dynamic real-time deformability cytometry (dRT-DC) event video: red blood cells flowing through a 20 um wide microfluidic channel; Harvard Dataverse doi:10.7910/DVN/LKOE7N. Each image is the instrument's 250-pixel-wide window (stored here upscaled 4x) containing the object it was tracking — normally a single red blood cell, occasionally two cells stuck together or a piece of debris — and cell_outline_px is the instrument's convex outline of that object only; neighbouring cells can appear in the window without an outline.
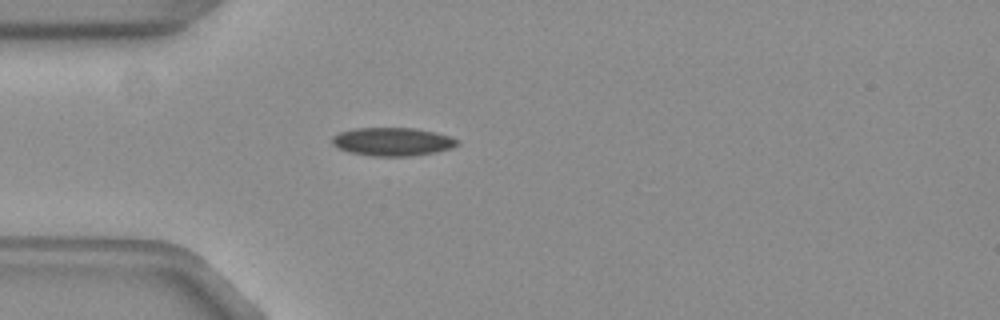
{"species": "common noctule bat (a hibernating species)", "species_latin": "Nyctalus noctula", "temperature_condition": "warm", "stored_images_in_passage": 40, "camera_frame_rate_fps": 3000, "um_per_image_px": 0.085, "animal": {"sex": "female", "body_mass_g": 19.3, "forearm_length_mm": 54.1}, "frame": {"image": 1, "passage_image": 1, "time_ms": 0.0, "image_size_px": [1000, 320], "cell_outline_px": [[460, 144], [448, 148], [432, 152], [408, 156], [372, 156], [348, 152], [332, 144], [332, 136], [340, 132], [356, 128], [416, 128], [448, 136], [456, 140]], "centroid_in_image_um": [33.29, 12.04], "position_along_channel_um": 51.7, "area_um2": 20.23}}
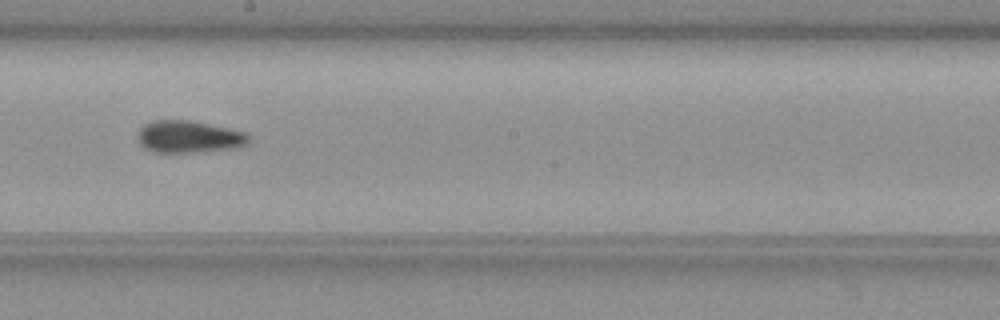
{"frame": {"image": 2, "passage_image": 16, "time_ms": 5.0, "image_size_px": [1000, 320], "cell_outline_px": [[248, 144], [236, 148], [204, 152], [152, 152], [144, 148], [140, 144], [136, 136], [140, 128], [144, 124], [152, 120], [192, 120], [228, 128], [244, 132], [248, 136]], "centroid_in_image_um": [16.02, 11.63], "position_along_channel_um": 232.2, "area_um2": 21.04}}
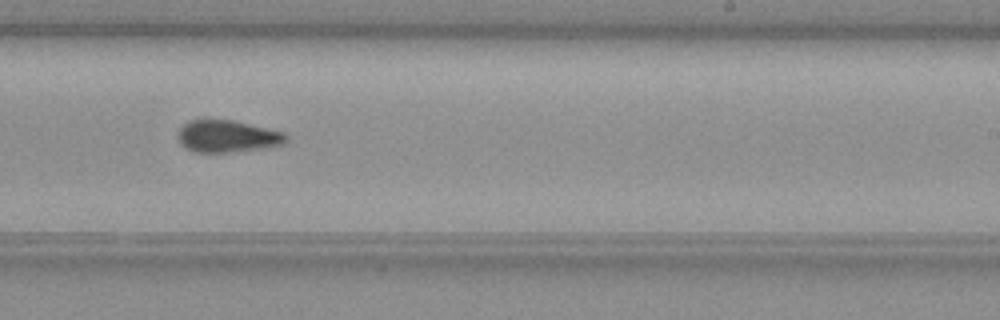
{"frame": {"image": 3, "passage_image": 19, "time_ms": 6.0, "image_size_px": [1000, 320], "cell_outline_px": [[288, 140], [284, 144], [264, 148], [232, 152], [192, 152], [184, 148], [180, 144], [176, 136], [180, 128], [188, 120], [232, 120], [268, 128], [284, 132], [288, 136]], "centroid_in_image_um": [19.31, 11.59], "position_along_channel_um": 269.7, "area_um2": 20.46}, "authors_computed_cell_mechanics": {"area_um2": 19.8254, "velocity_mm_per_s": 3.7807, "shape_relaxation_time_tau1_ms": 7.4889, "shape_relaxation_time_tau2_ms": 4.0236, "deformation_change_tau1": 0.2027, "deformation_change_tau2": 0.1023}}